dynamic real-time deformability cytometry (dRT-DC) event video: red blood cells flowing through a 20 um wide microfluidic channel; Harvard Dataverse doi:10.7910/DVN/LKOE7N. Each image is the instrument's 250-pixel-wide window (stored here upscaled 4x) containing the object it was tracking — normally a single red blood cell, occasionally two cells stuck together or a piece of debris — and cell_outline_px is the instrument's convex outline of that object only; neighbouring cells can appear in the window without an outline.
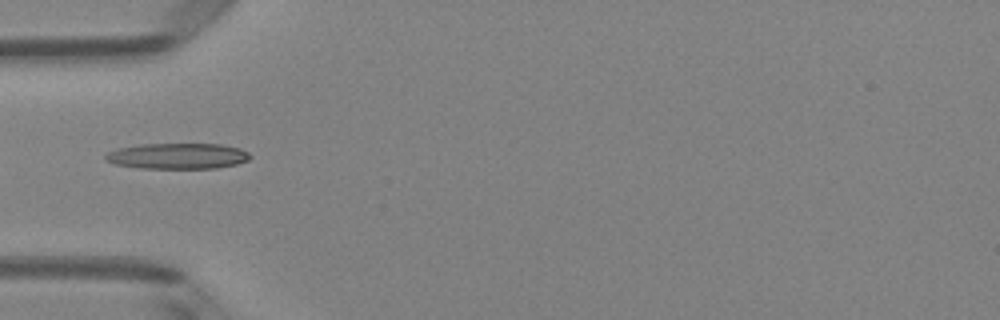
{"species": "Egyptian fruit bat (a non-hibernating species)", "species_latin": "Rousettus aegyptiacus", "temperature_condition": "room temperature", "stored_images_in_passage": 2, "camera_frame_rate_fps": 3000, "um_per_image_px": 0.085, "animal": {"sex": "female"}, "frame": {"image": 1, "passage_image": 2, "time_ms": 0.333, "image_size_px": [1000, 320], "cell_outline_px": [[252, 156], [248, 160], [236, 164], [216, 168], [140, 168], [116, 164], [108, 160], [104, 156], [108, 152], [116, 148], [140, 144], [220, 144], [240, 148], [248, 152]], "centroid_in_image_um": [15.11, 13.25], "position_along_channel_um": 69.9, "area_um2": 21.68}}